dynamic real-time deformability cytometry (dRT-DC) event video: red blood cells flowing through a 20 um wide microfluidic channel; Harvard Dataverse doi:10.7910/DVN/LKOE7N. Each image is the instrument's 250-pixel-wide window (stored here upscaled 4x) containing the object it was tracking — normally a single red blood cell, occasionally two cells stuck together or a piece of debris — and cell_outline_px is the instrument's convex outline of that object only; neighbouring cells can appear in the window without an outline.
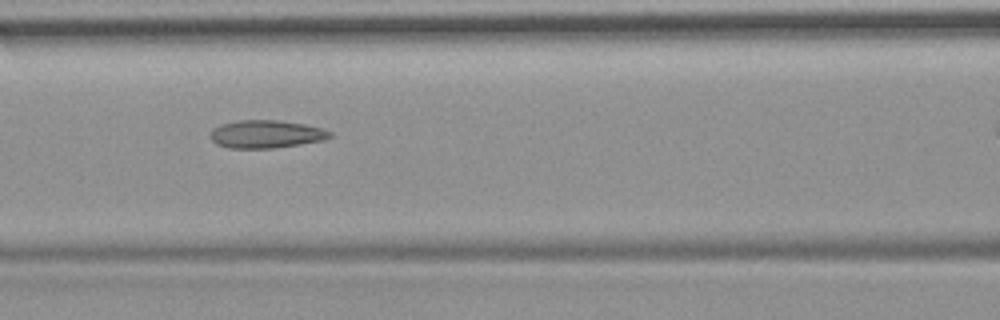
{"species": "common noctule bat (a hibernating species)", "species_latin": "Nyctalus noctula", "temperature_condition": "room temperature", "stored_images_in_passage": 8, "camera_frame_rate_fps": 3000, "um_per_image_px": 0.085, "animal": {"sex": "female", "body_mass_g": 19.9}, "frame": {"image": 1, "passage_image": 3, "time_ms": 2.0, "image_size_px": [1000, 320], "cell_outline_px": [[332, 136], [324, 140], [300, 144], [272, 148], [228, 148], [216, 144], [212, 140], [212, 128], [220, 124], [240, 120], [276, 120], [304, 124], [324, 128], [332, 132]], "centroid_in_image_um": [22.64, 11.4], "position_along_channel_um": 144.0, "area_um2": 19.42}}
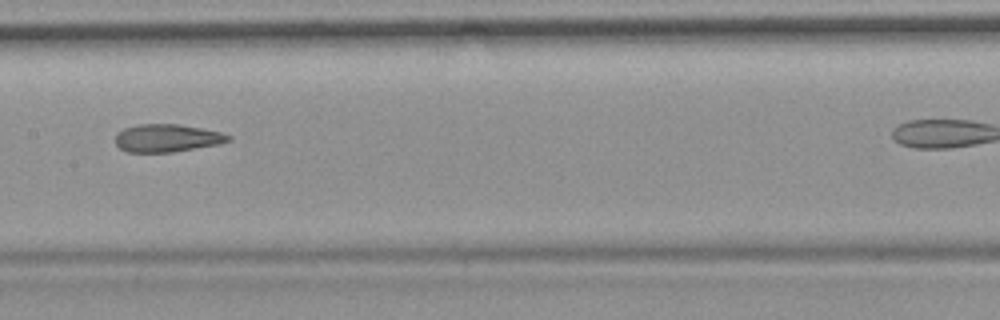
{"frame": {"image": 2, "passage_image": 4, "time_ms": 3.333, "image_size_px": [1000, 320], "cell_outline_px": [[232, 140], [220, 144], [172, 152], [128, 152], [120, 148], [116, 144], [116, 132], [124, 128], [140, 124], [180, 124], [220, 132], [232, 136]], "centroid_in_image_um": [14.21, 11.73], "position_along_channel_um": 193.2, "area_um2": 18.32}}